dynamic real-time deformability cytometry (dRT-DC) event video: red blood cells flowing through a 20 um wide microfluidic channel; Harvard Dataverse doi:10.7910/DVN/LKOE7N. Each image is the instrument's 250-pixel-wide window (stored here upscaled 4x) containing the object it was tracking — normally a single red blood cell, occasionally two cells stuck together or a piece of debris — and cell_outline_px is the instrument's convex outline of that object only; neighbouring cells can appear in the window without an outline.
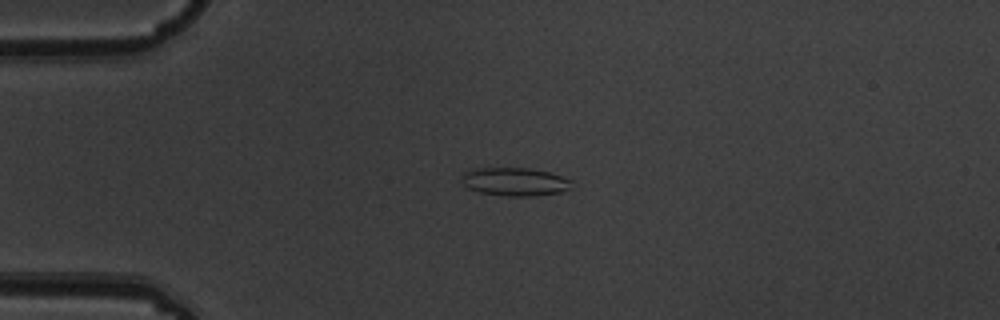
{"species": "common noctule bat (a hibernating species)", "species_latin": "Nyctalus noctula", "temperature_condition": "warm", "stored_images_in_passage": 4, "camera_frame_rate_fps": 3000, "um_per_image_px": 0.085, "animal": {"sex": "male", "body_mass_g": 19.5, "forearm_length_mm": 54.6}, "frame": {"image": 1, "passage_image": 3, "time_ms": 0.667, "image_size_px": [1000, 320], "cell_outline_px": [[572, 188], [560, 192], [532, 196], [508, 196], [480, 192], [468, 188], [460, 180], [464, 172], [480, 168], [528, 168], [548, 172], [572, 180]], "centroid_in_image_um": [43.77, 15.45], "position_along_channel_um": 41.2, "area_um2": 17.98}}